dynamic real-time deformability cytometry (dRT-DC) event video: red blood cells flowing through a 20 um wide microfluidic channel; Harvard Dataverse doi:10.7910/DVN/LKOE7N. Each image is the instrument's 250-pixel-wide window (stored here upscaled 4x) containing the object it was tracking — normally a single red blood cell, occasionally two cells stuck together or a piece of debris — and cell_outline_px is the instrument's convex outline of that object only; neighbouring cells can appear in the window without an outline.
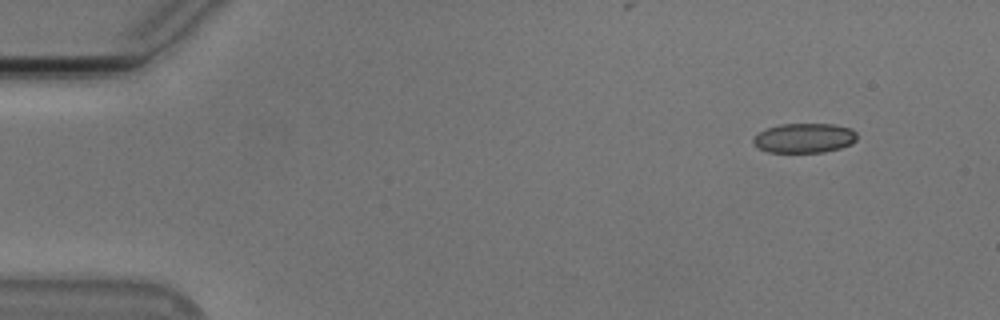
{"species": "Egyptian fruit bat (a non-hibernating species)", "species_latin": "Rousettus aegyptiacus", "temperature_condition": "cold", "stored_images_in_passage": 50, "camera_frame_rate_fps": 3000, "um_per_image_px": 0.085, "animal": {"sex": "male"}, "frame": {"image": 1, "passage_image": 1, "time_ms": 0.0, "image_size_px": [1000, 320], "cell_outline_px": [[856, 140], [852, 144], [840, 148], [824, 152], [768, 152], [756, 148], [752, 144], [752, 136], [768, 128], [780, 124], [836, 124], [852, 128], [856, 132]], "centroid_in_image_um": [68.35, 11.73], "position_along_channel_um": 16.7, "area_um2": 18.15}}
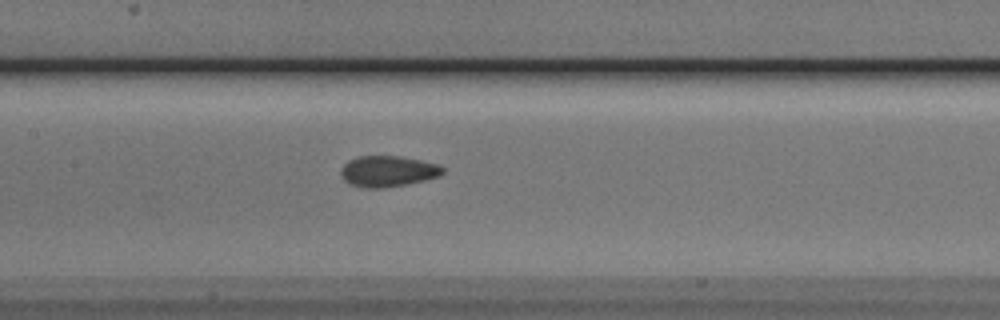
{"frame": {"image": 2, "passage_image": 22, "time_ms": 7.0, "image_size_px": [1000, 320], "cell_outline_px": [[444, 172], [440, 176], [408, 184], [384, 188], [364, 188], [348, 184], [340, 176], [340, 168], [348, 160], [356, 156], [400, 156], [440, 164], [444, 168]], "centroid_in_image_um": [32.94, 14.56], "position_along_channel_um": 174.5, "area_um2": 18.73}}
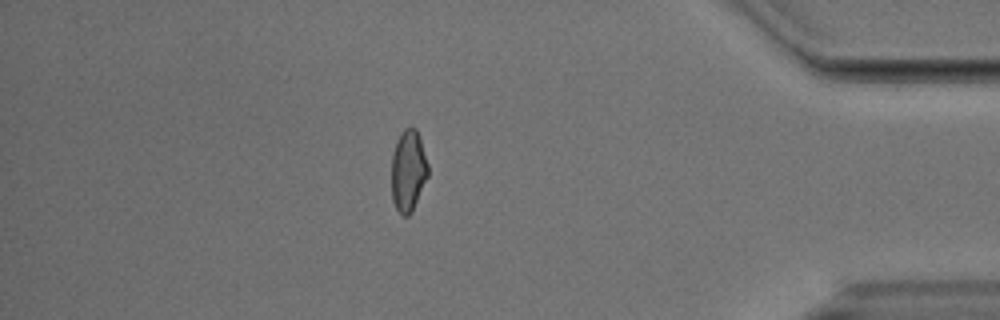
{"frame": {"image": 3, "passage_image": 43, "time_ms": 14.0, "image_size_px": [1000, 320], "cell_outline_px": [[428, 176], [412, 212], [408, 216], [404, 216], [396, 208], [392, 200], [392, 156], [396, 140], [400, 132], [404, 128], [416, 128], [428, 164]], "centroid_in_image_um": [34.69, 14.51], "position_along_channel_um": 400.5, "area_um2": 17.28}, "authors_computed_cell_mechanics": {"area_um2": 18.0625, "velocity_mm_per_s": 3.7708, "shape_relaxation_time_tau1_ms": null, "shape_relaxation_time_tau2_ms": 2.2744, "deformation_change_tau1": null, "deformation_change_tau2": 0.0699}}